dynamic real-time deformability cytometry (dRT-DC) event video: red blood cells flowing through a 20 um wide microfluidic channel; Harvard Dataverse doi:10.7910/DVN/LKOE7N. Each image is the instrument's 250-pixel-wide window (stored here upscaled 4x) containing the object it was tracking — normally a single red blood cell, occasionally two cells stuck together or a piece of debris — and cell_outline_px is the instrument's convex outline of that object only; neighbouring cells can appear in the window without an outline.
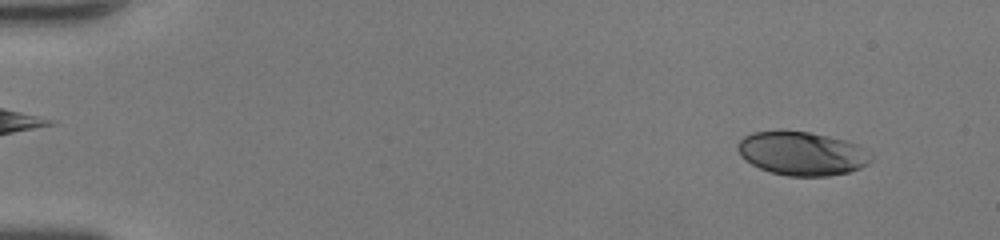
{"species": "human", "species_latin": "Homo sapiens", "temperature_condition": "room temperature", "stored_images_in_passage": 49, "camera_frame_rate_fps": 3000, "um_per_image_px": 0.085, "donor": {"sex": "female"}, "frame": {"image": 1, "passage_image": 4, "time_ms": 1.0, "image_size_px": [1000, 240], "cell_outline_px": [[872, 160], [868, 164], [860, 168], [848, 172], [828, 176], [788, 176], [772, 172], [760, 168], [752, 164], [736, 148], [740, 140], [744, 136], [752, 132], [808, 132], [848, 140], [872, 152]], "centroid_in_image_um": [68.24, 13.06], "position_along_channel_um": 16.8, "area_um2": 33.58}}
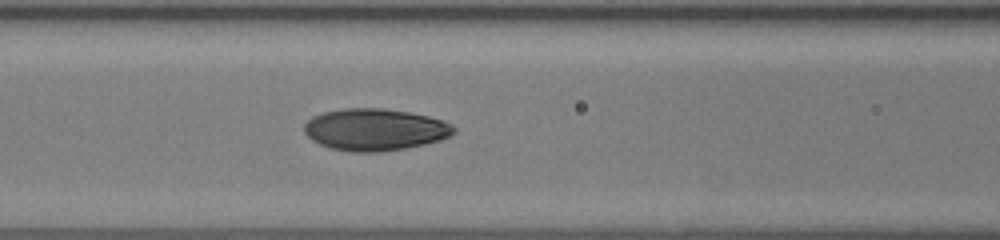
{"frame": {"image": 2, "passage_image": 22, "time_ms": 7.0, "image_size_px": [1000, 240], "cell_outline_px": [[456, 132], [452, 136], [440, 140], [408, 148], [380, 152], [352, 152], [332, 148], [320, 144], [312, 140], [304, 132], [304, 124], [312, 116], [324, 112], [344, 108], [384, 108], [408, 112], [428, 116], [444, 120], [452, 124], [456, 128]], "centroid_in_image_um": [31.9, 11.01], "position_along_channel_um": 134.7, "area_um2": 36.82}}
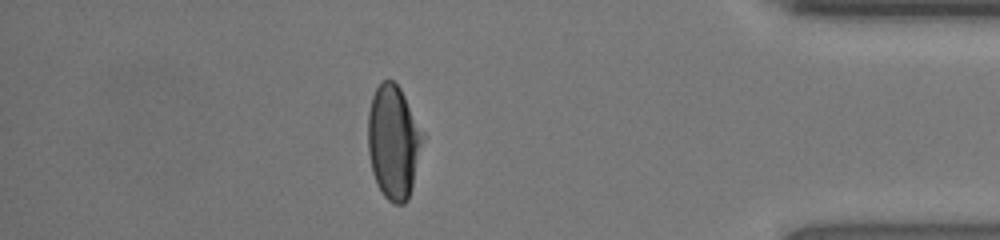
{"frame": {"image": 3, "passage_image": 43, "time_ms": 14.0, "image_size_px": [1000, 240], "cell_outline_px": [[424, 136], [408, 200], [404, 204], [392, 204], [384, 196], [376, 184], [372, 172], [368, 152], [368, 112], [372, 96], [376, 88], [384, 80], [392, 80], [400, 88], [424, 132]], "centroid_in_image_um": [33.43, 12.07], "position_along_channel_um": 401.8, "area_um2": 36.24}, "authors_computed_cell_mechanics": {"area_um2": 35.8938, "velocity_mm_per_s": 4.2859, "shape_relaxation_time_tau1_ms": 5.5864, "shape_relaxation_time_tau2_ms": 1.0618, "deformation_change_tau1": 0.2345, "deformation_change_tau2": 0.0525}}